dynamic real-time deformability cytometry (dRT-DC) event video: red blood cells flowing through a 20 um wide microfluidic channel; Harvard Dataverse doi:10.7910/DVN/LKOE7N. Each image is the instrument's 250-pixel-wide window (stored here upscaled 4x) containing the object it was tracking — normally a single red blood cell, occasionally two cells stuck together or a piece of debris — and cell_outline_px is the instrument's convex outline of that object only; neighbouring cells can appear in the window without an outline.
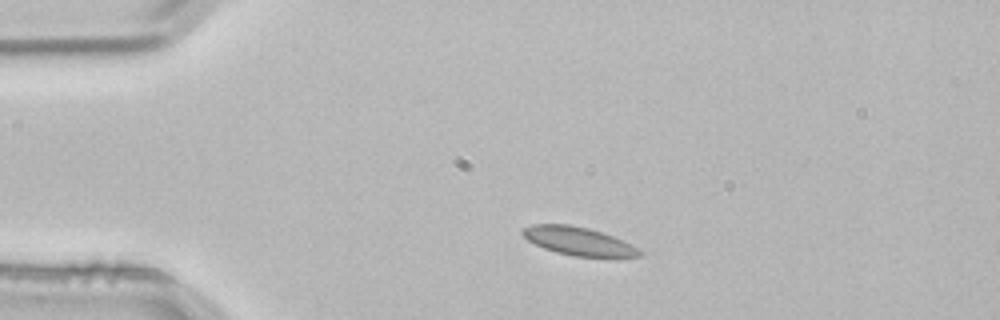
{"species": "common noctule bat (a hibernating species)", "species_latin": "Nyctalus noctula", "temperature_condition": "room temperature", "stored_images_in_passage": 2, "camera_frame_rate_fps": 3000, "um_per_image_px": 0.085, "animal": {"sex": "male", "body_mass_g": 21.5, "forearm_length_mm": 52.0}, "frame": {"image": 1, "passage_image": 1, "time_ms": 0.0, "image_size_px": [1000, 320], "cell_outline_px": [[640, 256], [572, 256], [556, 252], [544, 248], [528, 240], [520, 232], [524, 228], [532, 224], [568, 224], [588, 228], [612, 236], [636, 248], [640, 252]], "centroid_in_image_um": [49.06, 20.48], "position_along_channel_um": 35.9, "area_um2": 18.61}}